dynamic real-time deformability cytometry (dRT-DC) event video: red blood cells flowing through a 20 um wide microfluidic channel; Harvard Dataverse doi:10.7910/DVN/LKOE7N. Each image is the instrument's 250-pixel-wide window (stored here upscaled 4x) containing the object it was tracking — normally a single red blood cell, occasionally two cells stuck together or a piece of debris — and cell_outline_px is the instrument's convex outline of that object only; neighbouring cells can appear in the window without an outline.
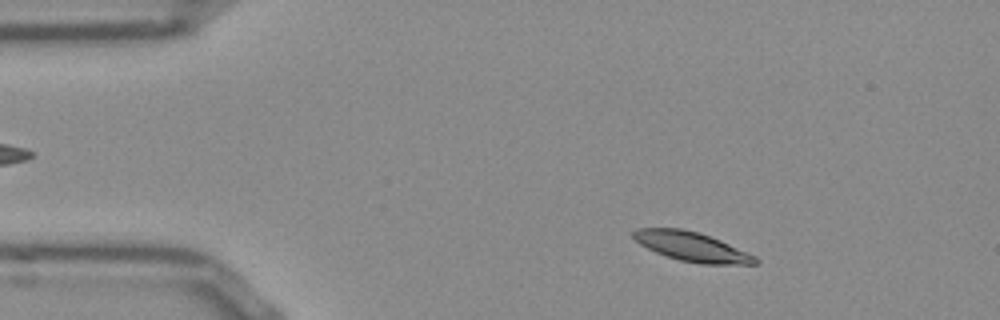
{"species": "Egyptian fruit bat (a non-hibernating species)", "species_latin": "Rousettus aegyptiacus", "temperature_condition": "room temperature", "stored_images_in_passage": 53, "segment_of_instrument_passage": [1, 2], "camera_frame_rate_fps": 3000, "um_per_image_px": 0.085, "frame": {"image": 1, "passage_image": 7, "time_ms": 2.0, "image_size_px": [1000, 320], "cell_outline_px": [[760, 264], [700, 264], [680, 260], [664, 256], [640, 244], [632, 236], [632, 232], [636, 228], [680, 228], [700, 232], [720, 240], [756, 256], [760, 260]], "centroid_in_image_um": [58.82, 20.97], "position_along_channel_um": 26.2, "area_um2": 20.92}}
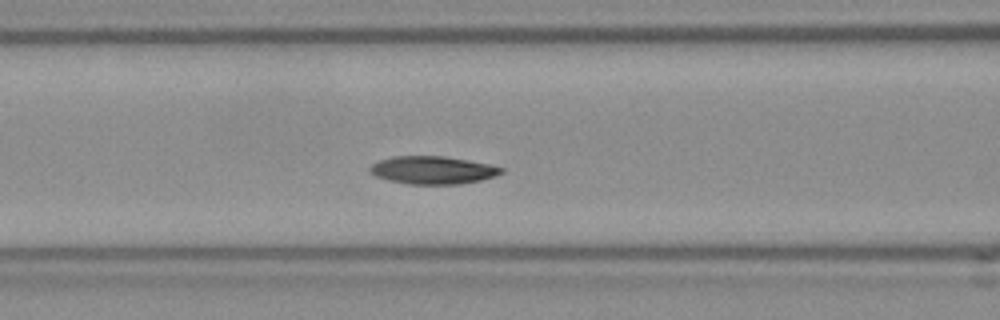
{"frame": {"image": 2, "passage_image": 20, "time_ms": 6.333, "image_size_px": [1000, 320], "cell_outline_px": [[504, 172], [496, 176], [480, 180], [460, 184], [408, 184], [388, 180], [376, 176], [368, 172], [368, 168], [372, 164], [380, 160], [396, 156], [444, 156], [488, 164], [504, 168]], "centroid_in_image_um": [36.77, 14.46], "position_along_channel_um": 129.8, "area_um2": 21.27}}
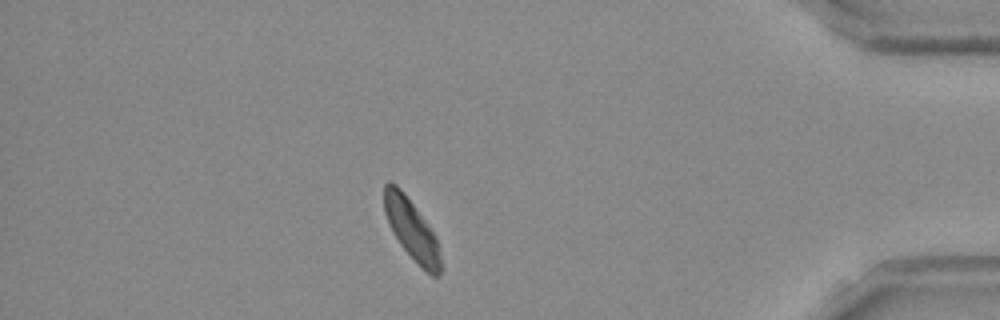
{"frame": {"image": 3, "passage_image": 45, "time_ms": 14.667, "image_size_px": [1000, 320], "cell_outline_px": [[440, 276], [432, 276], [424, 272], [420, 268], [400, 244], [388, 224], [384, 212], [384, 184], [388, 180], [396, 184], [400, 188], [412, 204], [432, 232], [436, 240], [440, 260]], "centroid_in_image_um": [34.94, 19.53], "position_along_channel_um": 400.3, "area_um2": 19.48}}